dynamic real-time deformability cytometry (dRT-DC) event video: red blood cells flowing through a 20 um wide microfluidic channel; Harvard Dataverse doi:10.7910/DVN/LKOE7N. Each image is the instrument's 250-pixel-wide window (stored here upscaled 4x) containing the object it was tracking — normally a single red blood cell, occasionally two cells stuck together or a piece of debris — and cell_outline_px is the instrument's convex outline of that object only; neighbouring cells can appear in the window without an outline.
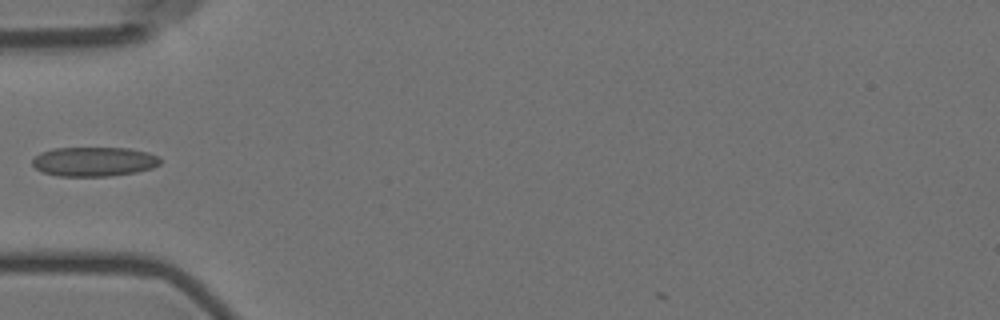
{"species": "Egyptian fruit bat (a non-hibernating species)", "species_latin": "Rousettus aegyptiacus", "temperature_condition": "room temperature", "stored_images_in_passage": 5, "camera_frame_rate_fps": 3000, "um_per_image_px": 0.085, "animal": {"sex": "female"}, "frame": {"image": 1, "passage_image": 5, "time_ms": 5.333, "image_size_px": [1000, 320], "cell_outline_px": [[160, 164], [152, 168], [136, 172], [108, 176], [56, 176], [44, 172], [36, 168], [32, 164], [32, 160], [40, 152], [52, 148], [128, 148], [148, 152], [160, 156]], "centroid_in_image_um": [8.0, 13.73], "position_along_channel_um": 77.0, "area_um2": 21.96}}